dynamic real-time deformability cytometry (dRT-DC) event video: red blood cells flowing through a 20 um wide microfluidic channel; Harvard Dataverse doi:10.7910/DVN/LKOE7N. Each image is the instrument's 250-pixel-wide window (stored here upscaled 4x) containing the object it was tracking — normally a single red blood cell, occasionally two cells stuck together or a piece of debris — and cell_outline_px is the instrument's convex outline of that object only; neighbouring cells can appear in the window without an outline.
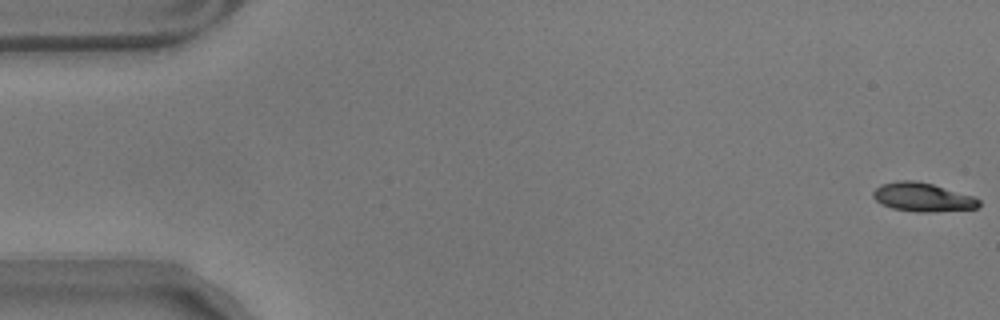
{"species": "common noctule bat (a hibernating species)", "species_latin": "Nyctalus noctula", "temperature_condition": "warm", "stored_images_in_passage": 57, "camera_frame_rate_fps": 3000, "um_per_image_px": 0.085, "animal": {"sex": "male", "body_mass_g": 17.9}, "frame": {"image": 1, "passage_image": 1, "time_ms": 0.0, "image_size_px": [1000, 320], "cell_outline_px": [[980, 204], [976, 208], [932, 212], [916, 212], [892, 208], [880, 204], [872, 196], [872, 192], [880, 184], [896, 180], [916, 180], [932, 184], [972, 196], [980, 200]], "centroid_in_image_um": [78.36, 16.75], "position_along_channel_um": 6.6, "area_um2": 17.74}}
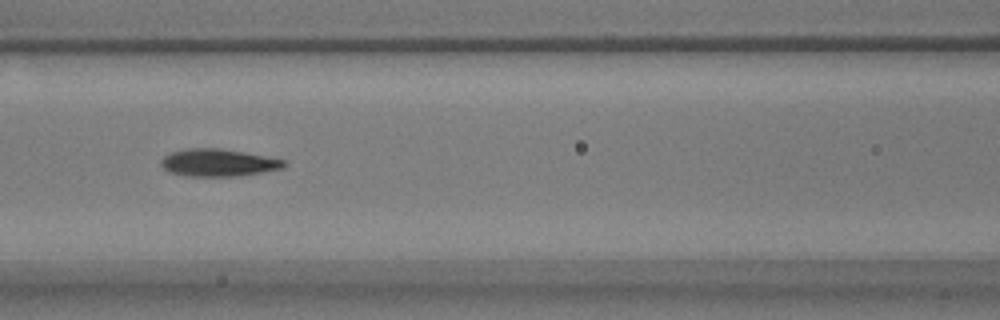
{"frame": {"image": 2, "passage_image": 25, "time_ms": 8.0, "image_size_px": [1000, 320], "cell_outline_px": [[288, 164], [284, 168], [240, 176], [188, 176], [168, 172], [160, 164], [160, 160], [164, 156], [172, 152], [188, 148], [220, 148], [244, 152], [284, 160]], "centroid_in_image_um": [18.55, 13.83], "position_along_channel_um": 148.1, "area_um2": 19.65}}
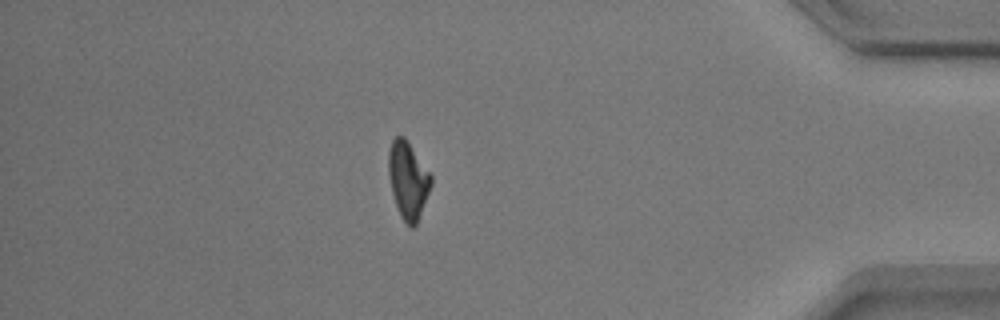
{"frame": {"image": 3, "passage_image": 50, "time_ms": 16.333, "image_size_px": [1000, 320], "cell_outline_px": [[432, 184], [416, 224], [412, 228], [400, 216], [392, 192], [388, 172], [388, 152], [392, 140], [396, 136], [404, 136], [432, 176]], "centroid_in_image_um": [34.67, 15.29], "position_along_channel_um": 400.5, "area_um2": 18.79}, "authors_computed_cell_mechanics": {"area_um2": 19.0162, "velocity_mm_per_s": 3.5279, "shape_relaxation_time_tau1_ms": 4.5107, "shape_relaxation_time_tau2_ms": 2.3349, "deformation_change_tau1": 0.1823, "deformation_change_tau2": 0.0951}}